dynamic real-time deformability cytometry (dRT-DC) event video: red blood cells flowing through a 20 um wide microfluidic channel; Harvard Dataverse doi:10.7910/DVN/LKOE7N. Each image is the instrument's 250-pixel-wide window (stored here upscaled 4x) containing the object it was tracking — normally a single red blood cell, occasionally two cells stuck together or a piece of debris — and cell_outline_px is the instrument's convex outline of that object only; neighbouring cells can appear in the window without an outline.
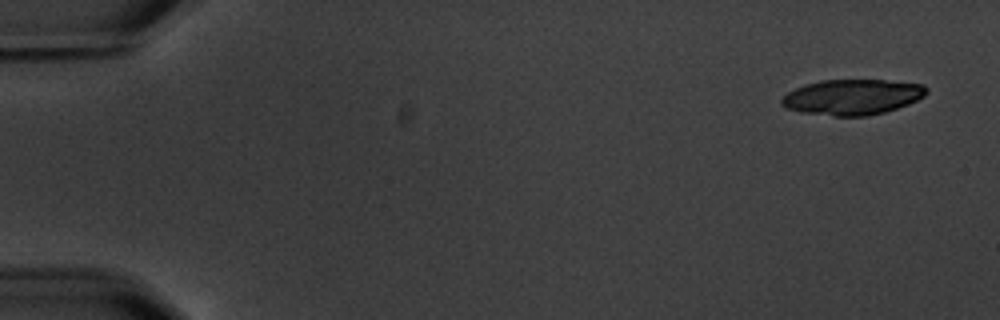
{"species": "common noctule bat (a hibernating species)", "species_latin": "Nyctalus noctula", "temperature_condition": "warm", "stored_images_in_passage": 5, "camera_frame_rate_fps": 3000, "um_per_image_px": 0.085, "animal": {"sex": "male", "body_mass_g": 20.1, "forearm_length_mm": 53.5}, "frame": {"image": 1, "passage_image": 1, "time_ms": 0.0, "image_size_px": [1000, 320], "cell_outline_px": [[928, 92], [924, 96], [908, 104], [884, 112], [868, 116], [832, 116], [800, 112], [784, 108], [780, 104], [780, 100], [788, 92], [804, 84], [820, 80], [884, 80], [924, 84], [928, 88]], "centroid_in_image_um": [72.42, 8.25], "position_along_channel_um": 12.6, "area_um2": 30.11}}